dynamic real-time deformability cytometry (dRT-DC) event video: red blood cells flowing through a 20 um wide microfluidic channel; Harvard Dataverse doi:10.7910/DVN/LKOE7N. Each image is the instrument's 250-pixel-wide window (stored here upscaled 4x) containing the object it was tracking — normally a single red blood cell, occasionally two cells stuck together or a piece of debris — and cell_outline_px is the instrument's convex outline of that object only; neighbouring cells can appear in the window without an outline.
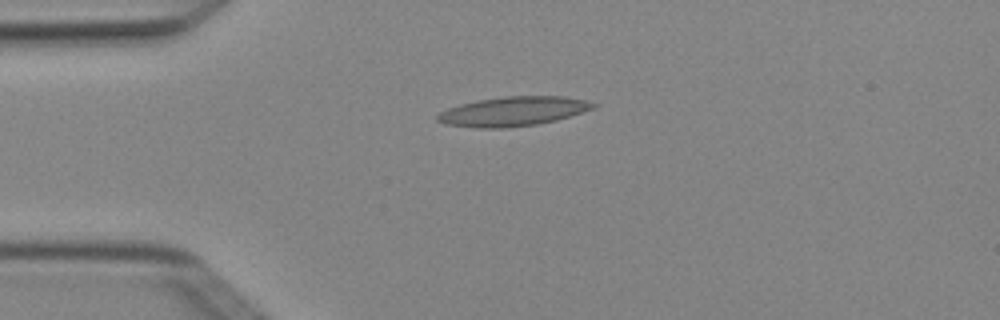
{"species": "Egyptian fruit bat (a non-hibernating species)", "species_latin": "Rousettus aegyptiacus", "temperature_condition": "cold", "stored_images_in_passage": 5, "camera_frame_rate_fps": 3000, "um_per_image_px": 0.085, "animal": {"sex": "female"}, "frame": {"image": 1, "passage_image": 5, "time_ms": 1.333, "image_size_px": [1000, 320], "cell_outline_px": [[600, 104], [596, 108], [556, 120], [536, 124], [504, 128], [480, 128], [444, 124], [436, 120], [436, 116], [440, 112], [448, 108], [460, 104], [476, 100], [504, 96], [564, 96], [584, 100]], "centroid_in_image_um": [43.62, 9.46], "position_along_channel_um": 41.4, "area_um2": 26.76}}